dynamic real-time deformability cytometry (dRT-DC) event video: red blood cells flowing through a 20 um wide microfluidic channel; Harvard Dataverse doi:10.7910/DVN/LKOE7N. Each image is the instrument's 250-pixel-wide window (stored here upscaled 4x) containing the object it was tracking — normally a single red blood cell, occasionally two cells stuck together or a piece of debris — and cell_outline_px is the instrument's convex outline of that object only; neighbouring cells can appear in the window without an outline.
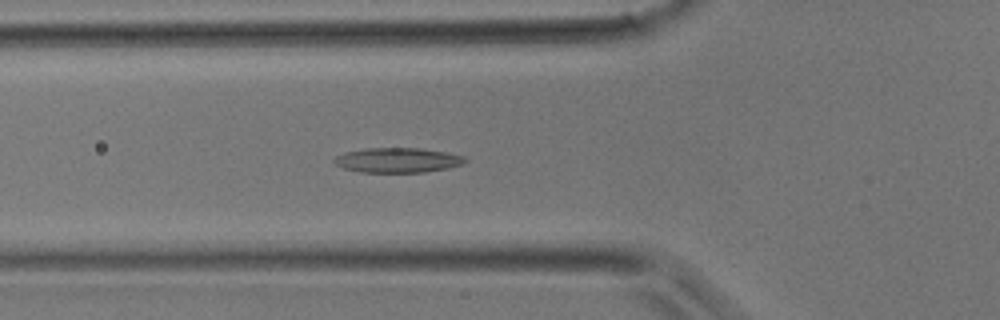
{"species": "common noctule bat (a hibernating species)", "species_latin": "Nyctalus noctula", "temperature_condition": "room temperature", "stored_images_in_passage": 32, "camera_frame_rate_fps": 3000, "um_per_image_px": 0.085, "animal": {"sex": "male", "body_mass_g": 17.9}, "frame": {"image": 1, "passage_image": 7, "time_ms": 2.0, "image_size_px": [1000, 320], "cell_outline_px": [[468, 160], [464, 164], [448, 168], [424, 172], [360, 172], [344, 168], [336, 164], [332, 160], [336, 156], [344, 152], [364, 148], [420, 148], [444, 152], [464, 156]], "centroid_in_image_um": [33.8, 13.61], "position_along_channel_um": 92.0, "area_um2": 18.96}}
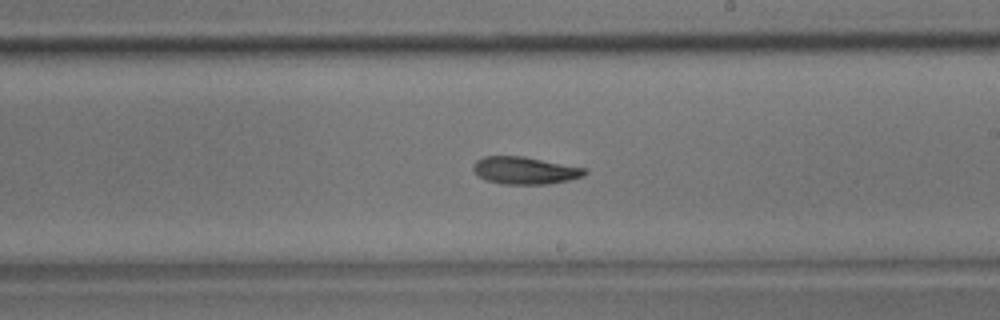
{"frame": {"image": 2, "passage_image": 16, "time_ms": 5.0, "image_size_px": [1000, 320], "cell_outline_px": [[588, 172], [584, 176], [568, 180], [548, 184], [504, 184], [488, 180], [480, 176], [472, 168], [472, 164], [476, 160], [484, 156], [524, 156], [588, 168]], "centroid_in_image_um": [44.66, 14.47], "position_along_channel_um": 244.3, "area_um2": 17.86}}
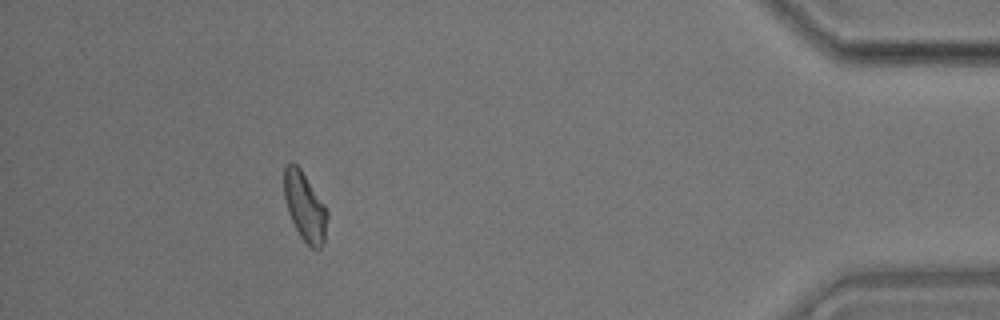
{"frame": {"image": 3, "passage_image": 29, "time_ms": 9.333, "image_size_px": [1000, 320], "cell_outline_px": [[328, 216], [324, 244], [320, 248], [312, 248], [300, 236], [288, 212], [284, 196], [284, 168], [292, 160], [300, 168], [324, 204], [328, 212]], "centroid_in_image_um": [25.92, 17.56], "position_along_channel_um": 409.3, "area_um2": 17.17}}